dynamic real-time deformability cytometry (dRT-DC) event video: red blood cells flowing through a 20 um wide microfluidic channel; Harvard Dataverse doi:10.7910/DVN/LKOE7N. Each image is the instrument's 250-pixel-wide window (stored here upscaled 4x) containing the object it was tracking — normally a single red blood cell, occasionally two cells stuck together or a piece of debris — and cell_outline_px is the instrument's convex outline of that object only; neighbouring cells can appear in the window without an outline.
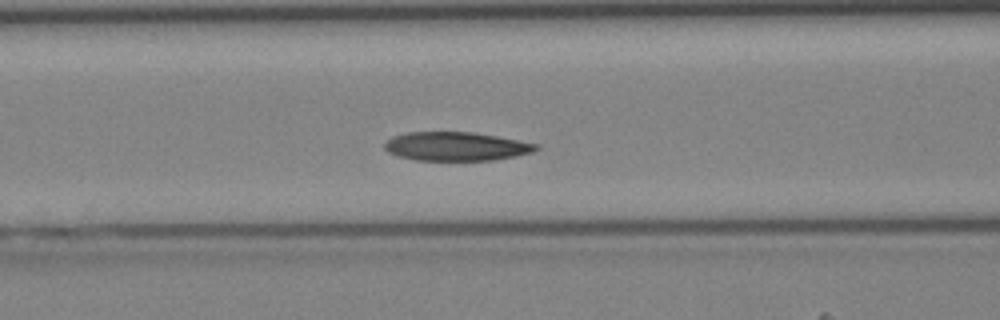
{"species": "Egyptian fruit bat (a non-hibernating species)", "species_latin": "Rousettus aegyptiacus", "temperature_condition": "cold", "stored_images_in_passage": 43, "camera_frame_rate_fps": 3000, "um_per_image_px": 0.085, "animal": {"sex": "female"}, "frame": {"image": 1, "passage_image": 18, "time_ms": 5.667, "image_size_px": [1000, 320], "cell_outline_px": [[540, 148], [532, 152], [516, 156], [496, 160], [416, 160], [396, 156], [388, 152], [384, 148], [384, 144], [392, 136], [408, 132], [472, 132], [496, 136], [540, 144]], "centroid_in_image_um": [38.78, 12.44], "position_along_channel_um": 127.8, "area_um2": 25.49}}
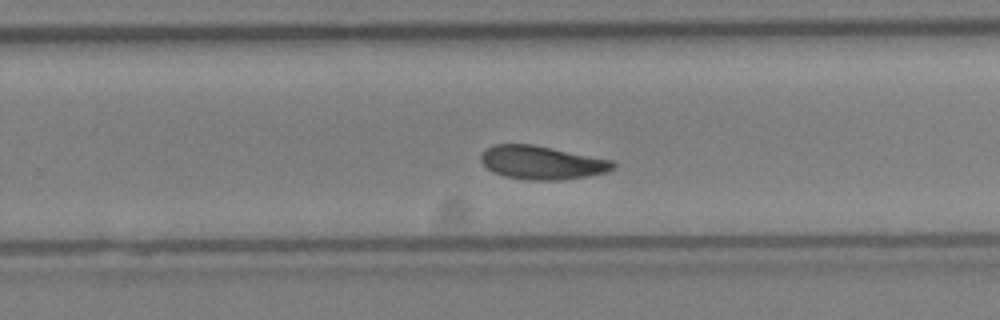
{"frame": {"image": 2, "passage_image": 28, "time_ms": 9.0, "image_size_px": [1000, 320], "cell_outline_px": [[616, 164], [608, 172], [588, 176], [560, 180], [528, 180], [504, 176], [488, 168], [480, 160], [480, 156], [492, 144], [532, 144], [612, 160]], "centroid_in_image_um": [46.07, 13.82], "position_along_channel_um": 283.7, "area_um2": 25.55}}
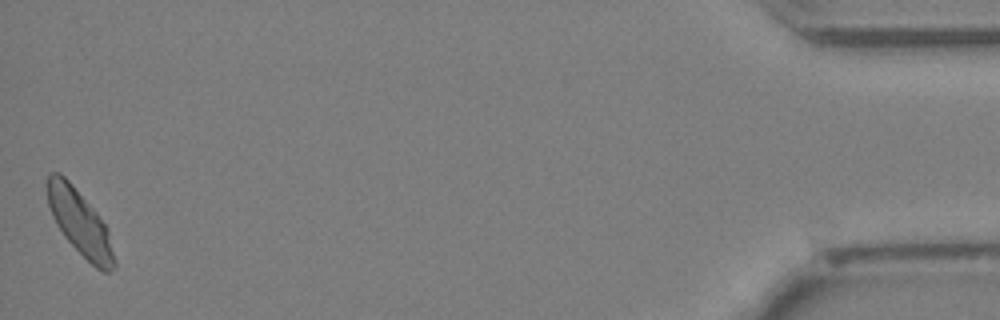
{"frame": {"image": 3, "passage_image": 43, "time_ms": 14.0, "image_size_px": [1000, 320], "cell_outline_px": [[116, 268], [108, 272], [104, 272], [96, 268], [64, 236], [56, 224], [52, 216], [48, 204], [44, 184], [48, 172], [60, 172], [72, 184], [96, 212], [104, 224], [108, 232], [116, 264]], "centroid_in_image_um": [6.73, 18.87], "position_along_channel_um": 428.5, "area_um2": 25.32}}